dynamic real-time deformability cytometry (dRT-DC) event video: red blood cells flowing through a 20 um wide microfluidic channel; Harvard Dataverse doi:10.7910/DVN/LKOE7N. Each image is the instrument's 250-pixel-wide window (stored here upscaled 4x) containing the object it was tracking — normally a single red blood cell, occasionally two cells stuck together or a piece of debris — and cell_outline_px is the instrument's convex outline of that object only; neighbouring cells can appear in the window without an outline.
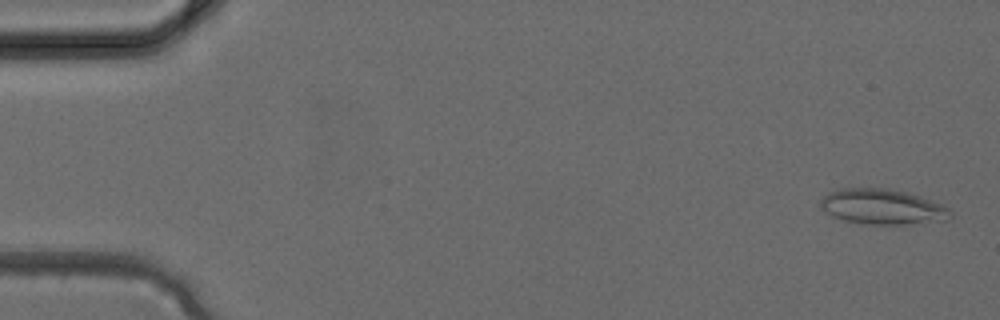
{"species": "common noctule bat (a hibernating species)", "species_latin": "Nyctalus noctula", "temperature_condition": "cold", "stored_images_in_passage": 3, "camera_frame_rate_fps": 3000, "um_per_image_px": 0.085, "animal": {"sex": "female", "body_mass_g": 24.6, "forearm_length_mm": 56.2}, "frame": {"image": 1, "passage_image": 1, "time_ms": 0.0, "image_size_px": [1000, 320], "cell_outline_px": [[952, 216], [948, 220], [904, 224], [868, 224], [844, 220], [832, 216], [820, 208], [820, 200], [828, 192], [844, 188], [884, 188], [904, 192], [920, 196], [944, 204], [952, 212]], "centroid_in_image_um": [75.02, 17.57], "position_along_channel_um": 10.0, "area_um2": 26.7}}